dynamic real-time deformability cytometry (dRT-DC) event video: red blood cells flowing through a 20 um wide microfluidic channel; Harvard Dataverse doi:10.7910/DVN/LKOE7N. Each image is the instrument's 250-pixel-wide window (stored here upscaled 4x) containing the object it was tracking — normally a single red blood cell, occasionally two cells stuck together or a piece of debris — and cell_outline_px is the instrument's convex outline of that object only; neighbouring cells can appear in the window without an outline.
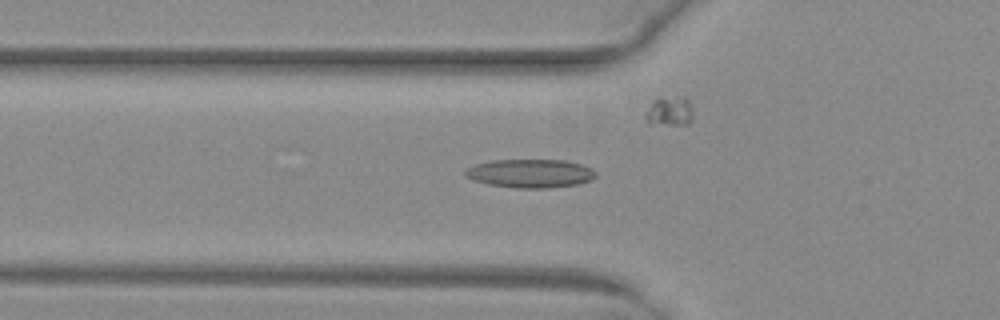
{"species": "common noctule bat (a hibernating species)", "species_latin": "Nyctalus noctula", "temperature_condition": "warm", "stored_images_in_passage": 52, "camera_frame_rate_fps": 3000, "um_per_image_px": 0.085, "animal": {"sex": "female", "body_mass_g": 29.2, "forearm_length_mm": 56.3}, "frame": {"image": 1, "passage_image": 18, "time_ms": 5.667, "image_size_px": [1000, 320], "cell_outline_px": [[596, 176], [592, 180], [580, 184], [548, 188], [516, 188], [488, 184], [464, 176], [464, 172], [468, 168], [476, 164], [492, 160], [564, 160], [580, 164], [592, 168], [596, 172]], "centroid_in_image_um": [45.11, 14.74], "position_along_channel_um": 80.7, "area_um2": 21.73}}
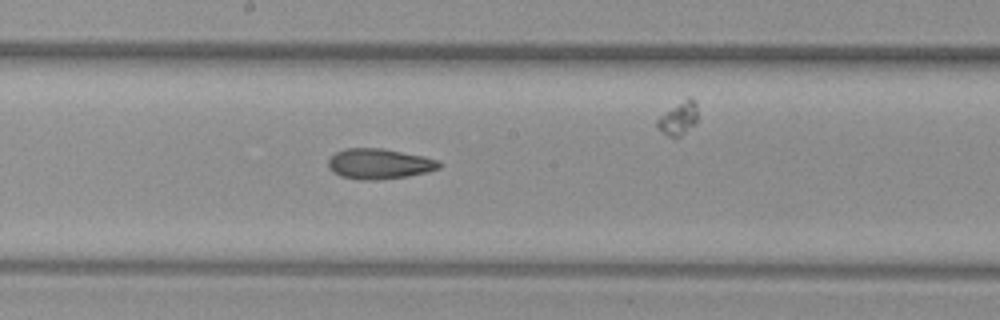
{"frame": {"image": 2, "passage_image": 28, "time_ms": 9.0, "image_size_px": [1000, 320], "cell_outline_px": [[440, 168], [428, 172], [408, 176], [380, 180], [360, 180], [340, 176], [332, 172], [328, 168], [328, 160], [336, 152], [344, 148], [384, 148], [424, 156], [436, 160], [440, 164]], "centroid_in_image_um": [32.21, 13.93], "position_along_channel_um": 216.0, "area_um2": 19.83}}
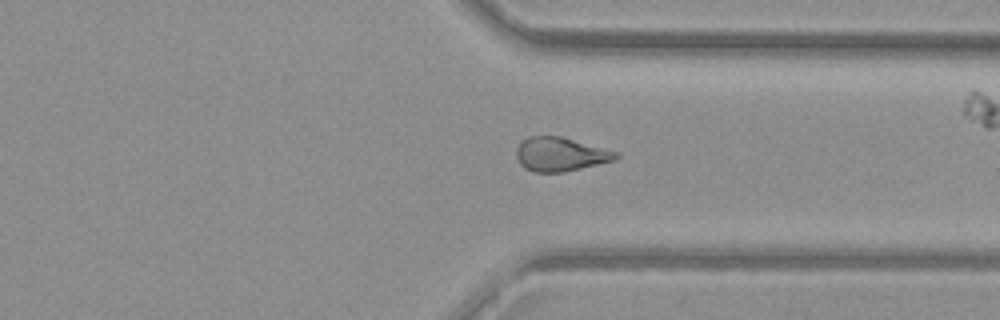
{"frame": {"image": 3, "passage_image": 39, "time_ms": 12.667, "image_size_px": [1000, 320], "cell_outline_px": [[620, 156], [616, 160], [564, 172], [536, 172], [524, 168], [520, 164], [516, 156], [516, 148], [520, 140], [528, 136], [560, 136], [620, 152]], "centroid_in_image_um": [47.63, 13.1], "position_along_channel_um": 363.8, "area_um2": 19.88}, "authors_computed_cell_mechanics": {"area_um2": 20.0855, "velocity_mm_per_s": 4.0338, "shape_relaxation_time_tau1_ms": null, "shape_relaxation_time_tau2_ms": 3.6928, "deformation_change_tau1": null, "deformation_change_tau2": 0.1166}}